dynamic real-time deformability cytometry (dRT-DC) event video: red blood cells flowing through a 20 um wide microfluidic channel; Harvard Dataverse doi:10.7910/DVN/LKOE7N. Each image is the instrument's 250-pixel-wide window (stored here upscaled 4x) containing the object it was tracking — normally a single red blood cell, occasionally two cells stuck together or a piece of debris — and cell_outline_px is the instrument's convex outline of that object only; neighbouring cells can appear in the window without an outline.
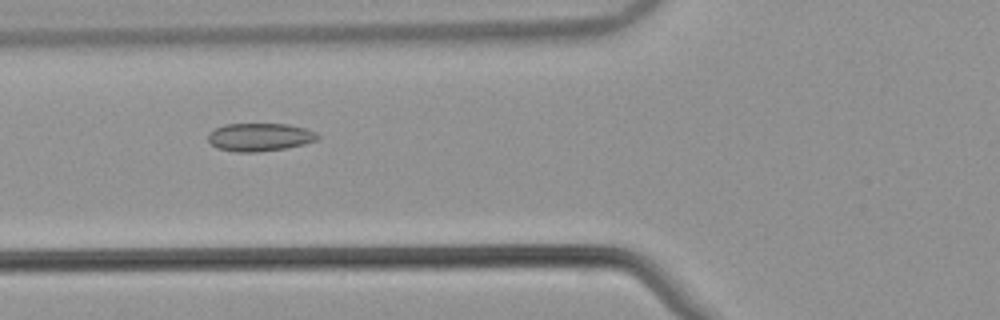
{"species": "common noctule bat (a hibernating species)", "species_latin": "Nyctalus noctula", "temperature_condition": "warm", "stored_images_in_passage": 54, "camera_frame_rate_fps": 3000, "um_per_image_px": 0.085, "animal": {"sex": "male", "body_mass_g": 21.5, "forearm_length_mm": 52.0}, "frame": {"image": 1, "passage_image": 21, "time_ms": 6.667, "image_size_px": [1000, 320], "cell_outline_px": [[320, 136], [316, 140], [304, 144], [284, 148], [256, 152], [236, 152], [220, 148], [212, 144], [208, 140], [208, 132], [224, 124], [288, 124], [304, 128], [316, 132]], "centroid_in_image_um": [22.07, 11.64], "position_along_channel_um": 103.7, "area_um2": 17.74}}
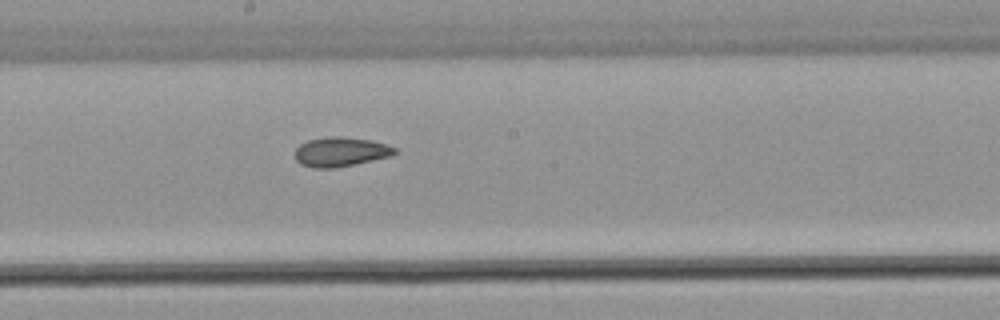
{"frame": {"image": 2, "passage_image": 30, "time_ms": 9.667, "image_size_px": [1000, 320], "cell_outline_px": [[396, 152], [392, 156], [356, 164], [332, 168], [312, 168], [300, 164], [296, 160], [292, 152], [300, 144], [308, 140], [328, 136], [340, 136], [372, 140], [396, 148]], "centroid_in_image_um": [28.91, 12.91], "position_along_channel_um": 219.3, "area_um2": 17.34}}
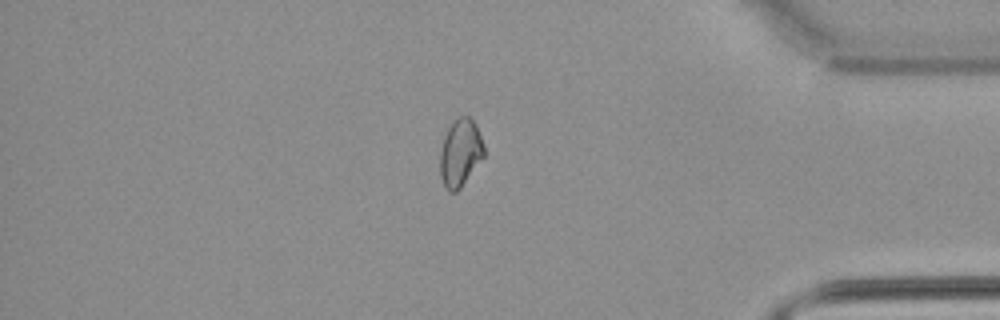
{"frame": {"image": 3, "passage_image": 46, "time_ms": 15.0, "image_size_px": [1000, 320], "cell_outline_px": [[484, 156], [460, 188], [456, 192], [448, 192], [444, 188], [440, 176], [440, 148], [444, 136], [452, 120], [460, 116], [468, 116], [476, 124], [484, 144]], "centroid_in_image_um": [39.1, 12.99], "position_along_channel_um": 396.1, "area_um2": 17.46}, "authors_computed_cell_mechanics": {"area_um2": 17.8313, "velocity_mm_per_s": 3.8382, "shape_relaxation_time_tau1_ms": null, "shape_relaxation_time_tau2_ms": 4.1056, "deformation_change_tau1": null, "deformation_change_tau2": 0.0881}}